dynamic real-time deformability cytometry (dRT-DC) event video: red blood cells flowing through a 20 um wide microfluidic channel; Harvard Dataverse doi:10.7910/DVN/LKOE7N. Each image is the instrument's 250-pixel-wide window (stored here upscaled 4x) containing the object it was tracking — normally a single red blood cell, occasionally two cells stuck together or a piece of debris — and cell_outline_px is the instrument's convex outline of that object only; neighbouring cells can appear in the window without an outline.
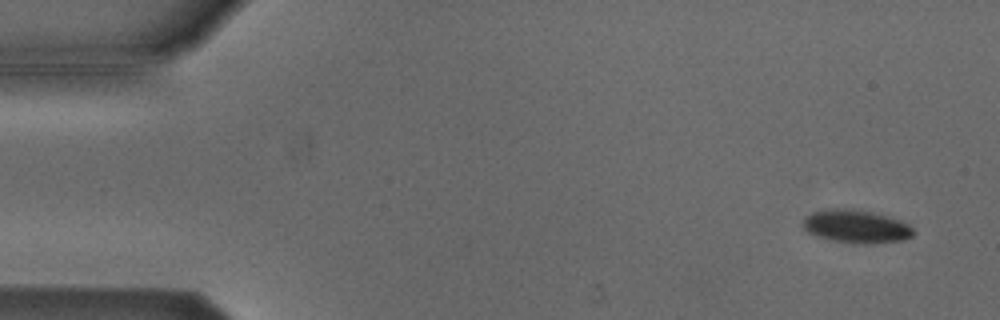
{"species": "Egyptian fruit bat (a non-hibernating species)", "species_latin": "Rousettus aegyptiacus", "temperature_condition": "cold", "stored_images_in_passage": 21, "camera_frame_rate_fps": 3000, "um_per_image_px": 0.085, "animal": {"sex": "male"}, "frame": {"image": 1, "passage_image": 3, "time_ms": 0.667, "image_size_px": [1000, 320], "cell_outline_px": [[912, 236], [900, 240], [872, 244], [856, 244], [836, 240], [820, 236], [808, 232], [804, 228], [804, 216], [812, 212], [832, 208], [852, 208], [872, 212], [888, 216], [900, 220], [908, 224], [912, 228]], "centroid_in_image_um": [72.78, 19.23], "position_along_channel_um": 12.2, "area_um2": 21.1}}
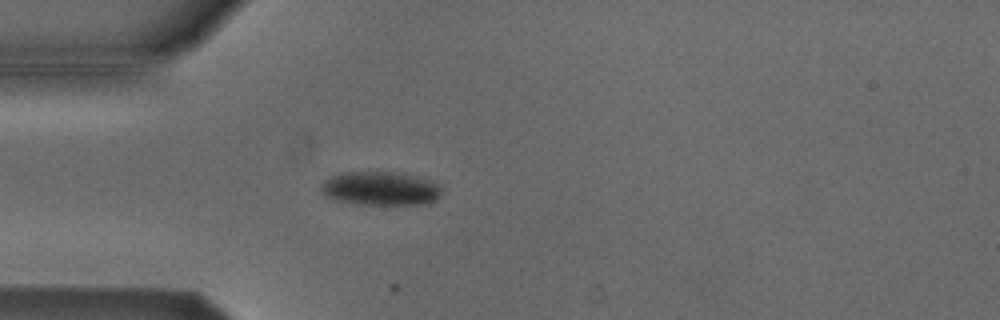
{"frame": {"image": 2, "passage_image": 15, "time_ms": 4.667, "image_size_px": [1000, 320], "cell_outline_px": [[440, 196], [436, 200], [428, 204], [352, 204], [324, 196], [320, 188], [320, 184], [324, 180], [332, 176], [344, 172], [392, 172], [412, 176], [428, 180], [436, 184], [440, 188]], "centroid_in_image_um": [32.28, 16.03], "position_along_channel_um": 52.7, "area_um2": 23.52}}